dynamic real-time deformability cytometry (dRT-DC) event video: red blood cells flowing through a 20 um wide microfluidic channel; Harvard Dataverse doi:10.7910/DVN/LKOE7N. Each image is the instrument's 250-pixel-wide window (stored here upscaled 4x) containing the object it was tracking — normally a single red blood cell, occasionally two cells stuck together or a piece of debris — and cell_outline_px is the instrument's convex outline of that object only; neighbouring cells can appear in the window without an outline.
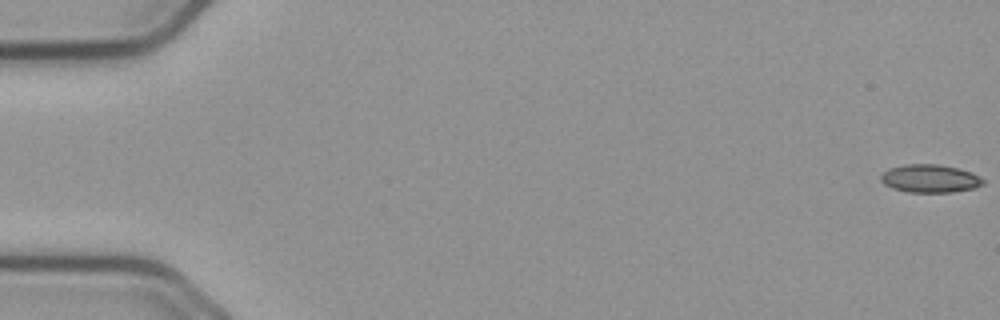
{"species": "common noctule bat (a hibernating species)", "species_latin": "Nyctalus noctula", "temperature_condition": "cold", "stored_images_in_passage": 56, "camera_frame_rate_fps": 3000, "um_per_image_px": 0.085, "animal": {"sex": "male", "body_mass_g": 23.1, "forearm_length_mm": 52.7}, "frame": {"image": 1, "passage_image": 1, "time_ms": 0.0, "image_size_px": [1000, 320], "cell_outline_px": [[984, 184], [972, 188], [952, 192], [908, 192], [892, 188], [884, 184], [880, 180], [880, 176], [888, 168], [904, 164], [936, 164], [956, 168], [972, 172], [984, 180]], "centroid_in_image_um": [79.01, 15.17], "position_along_channel_um": 6.0, "area_um2": 16.65}}
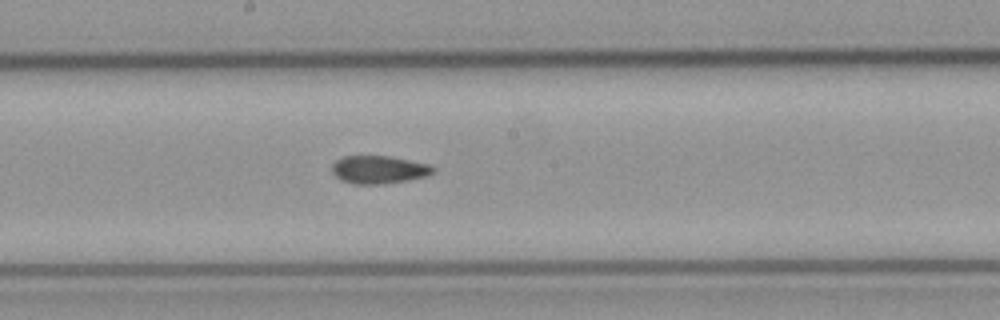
{"frame": {"image": 2, "passage_image": 31, "time_ms": 10.0, "image_size_px": [1000, 320], "cell_outline_px": [[436, 168], [432, 172], [424, 176], [408, 180], [384, 184], [352, 184], [340, 180], [332, 172], [332, 164], [336, 160], [344, 156], [388, 156], [428, 164]], "centroid_in_image_um": [32.15, 14.42], "position_along_channel_um": 216.0, "area_um2": 16.36}}
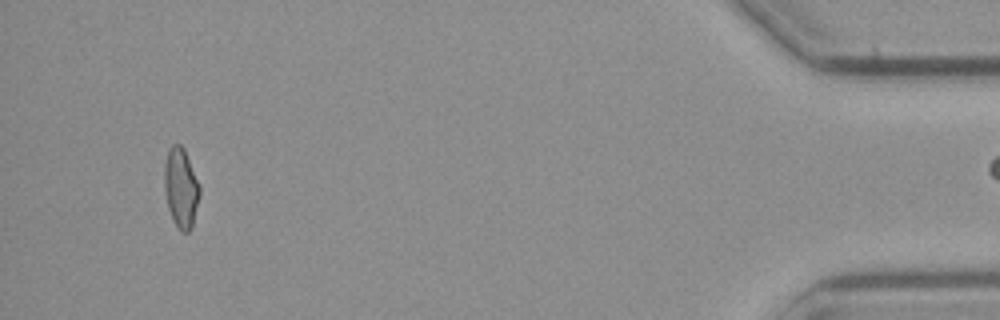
{"frame": {"image": 3, "passage_image": 54, "time_ms": 17.667, "image_size_px": [1000, 320], "cell_outline_px": [[200, 196], [192, 228], [188, 232], [180, 232], [172, 220], [168, 208], [164, 188], [164, 164], [168, 148], [172, 144], [180, 144], [184, 148], [200, 184]], "centroid_in_image_um": [15.38, 15.97], "position_along_channel_um": 419.8, "area_um2": 16.82}, "authors_computed_cell_mechanics": {"area_um2": 16.6175, "velocity_mm_per_s": 3.6914, "shape_relaxation_time_tau1_ms": null, "shape_relaxation_time_tau2_ms": 3.3443, "deformation_change_tau1": null, "deformation_change_tau2": 0.0779}}